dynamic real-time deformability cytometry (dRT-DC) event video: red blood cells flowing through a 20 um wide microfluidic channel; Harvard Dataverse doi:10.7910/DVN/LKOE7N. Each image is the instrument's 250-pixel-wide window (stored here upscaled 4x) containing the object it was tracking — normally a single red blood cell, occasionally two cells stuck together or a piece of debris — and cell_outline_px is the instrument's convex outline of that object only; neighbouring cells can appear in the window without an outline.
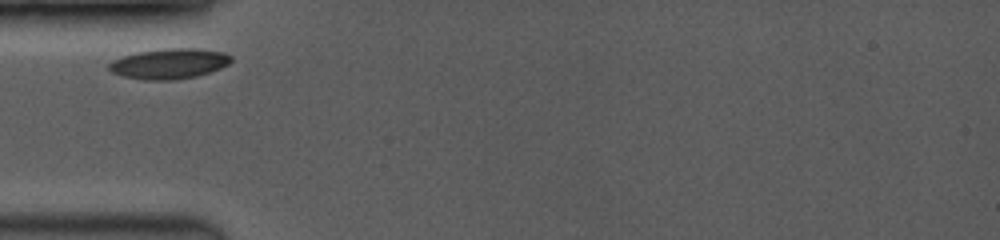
{"species": "common noctule bat (a hibernating species)", "species_latin": "Nyctalus noctula", "temperature_condition": "room temperature", "stored_images_in_passage": 2, "camera_frame_rate_fps": 3500, "um_per_image_px": 0.085, "animal": {"sex": "female", "body_mass_g": 19.0, "forearm_length_mm": 53.3}, "frame": {"image": 1, "passage_image": 1, "time_ms": 0.0, "image_size_px": [1000, 240], "cell_outline_px": [[232, 60], [228, 64], [220, 68], [196, 76], [172, 80], [144, 80], [120, 76], [112, 72], [108, 68], [108, 64], [112, 60], [120, 56], [136, 52], [164, 48], [196, 48], [224, 52], [232, 56]], "centroid_in_image_um": [14.34, 5.4], "position_along_channel_um": 70.7, "area_um2": 21.79}}